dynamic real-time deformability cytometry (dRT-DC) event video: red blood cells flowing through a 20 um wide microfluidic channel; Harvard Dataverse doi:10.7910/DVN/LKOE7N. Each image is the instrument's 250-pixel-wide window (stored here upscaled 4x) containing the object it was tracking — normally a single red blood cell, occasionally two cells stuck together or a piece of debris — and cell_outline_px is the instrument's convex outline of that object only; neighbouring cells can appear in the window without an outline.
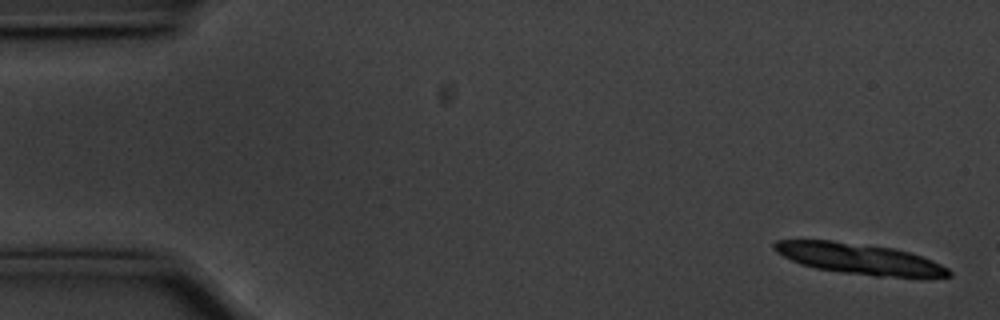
{"species": "common noctule bat (a hibernating species)", "species_latin": "Nyctalus noctula", "temperature_condition": "cold", "stored_images_in_passage": 9, "camera_frame_rate_fps": 3000, "um_per_image_px": 0.085, "animal": {"sex": "male", "body_mass_g": 20.1, "forearm_length_mm": 53.5}, "frame": {"image": 1, "passage_image": 2, "time_ms": 0.333, "image_size_px": [1000, 320], "cell_outline_px": [[952, 276], [876, 276], [844, 272], [816, 268], [800, 264], [776, 252], [772, 248], [772, 244], [776, 240], [832, 240], [892, 248], [908, 252], [932, 260], [948, 268], [952, 272]], "centroid_in_image_um": [72.98, 21.98], "position_along_channel_um": 12.0, "area_um2": 30.75}}